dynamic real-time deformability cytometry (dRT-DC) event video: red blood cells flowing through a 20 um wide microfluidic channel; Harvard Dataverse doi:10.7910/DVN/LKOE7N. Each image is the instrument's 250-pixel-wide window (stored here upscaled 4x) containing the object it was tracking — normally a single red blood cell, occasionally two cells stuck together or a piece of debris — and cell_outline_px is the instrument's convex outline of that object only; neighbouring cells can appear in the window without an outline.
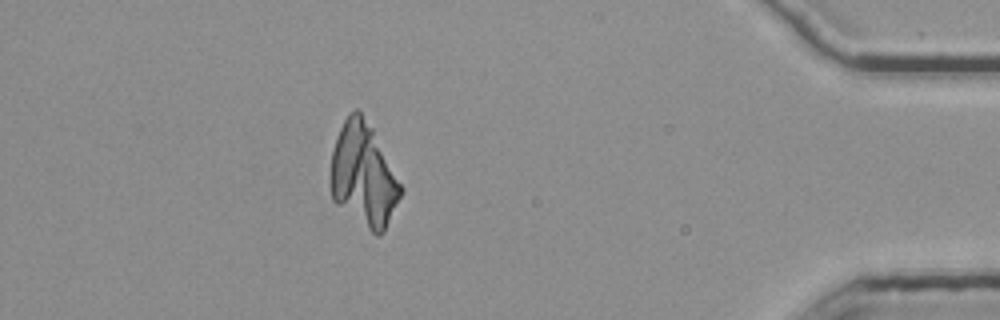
{"species": "common noctule bat (a hibernating species)", "species_latin": "Nyctalus noctula", "temperature_condition": "room temperature", "stored_images_in_passage": 40, "camera_frame_rate_fps": 3000, "um_per_image_px": 0.085, "animal": {"sex": "female", "body_mass_g": 25.1}, "frame": {"image": 1, "passage_image": 34, "time_ms": 11.0, "image_size_px": [1000, 320], "cell_outline_px": [[404, 192], [384, 232], [380, 236], [376, 236], [336, 204], [332, 200], [332, 152], [336, 136], [348, 112], [356, 108], [360, 112], [372, 128], [404, 188]], "centroid_in_image_um": [30.93, 14.91], "position_along_channel_um": 404.3, "area_um2": 42.25}}